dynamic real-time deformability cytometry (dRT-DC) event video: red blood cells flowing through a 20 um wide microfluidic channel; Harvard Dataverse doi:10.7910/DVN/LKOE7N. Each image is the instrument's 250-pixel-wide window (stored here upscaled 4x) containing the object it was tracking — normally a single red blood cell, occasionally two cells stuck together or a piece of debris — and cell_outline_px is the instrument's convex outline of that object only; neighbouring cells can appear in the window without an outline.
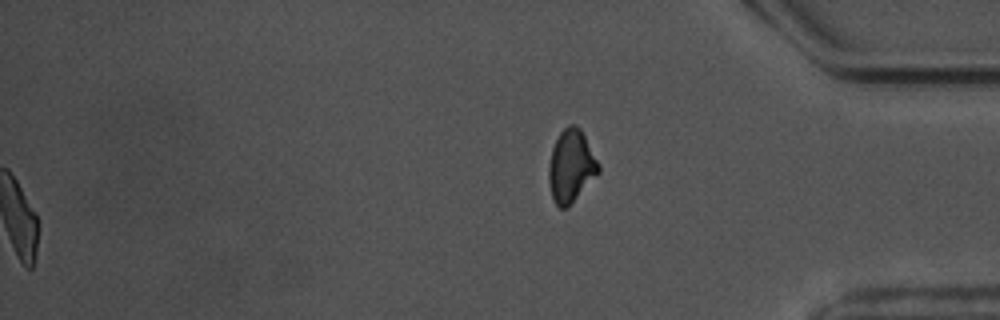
{"species": "common noctule bat (a hibernating species)", "species_latin": "Nyctalus noctula", "temperature_condition": "warm", "stored_images_in_passage": 41, "segment_of_instrument_passage": [2, 2], "camera_frame_rate_fps": 3000, "um_per_image_px": 0.085, "animal": {"sex": "male", "body_mass_g": 17.5, "forearm_length_mm": 52.3}, "frame": {"image": 1, "passage_image": 41, "time_ms": 13.333, "image_size_px": [1000, 320], "cell_outline_px": [[600, 172], [568, 208], [560, 208], [552, 200], [548, 180], [548, 168], [552, 148], [560, 132], [568, 124], [576, 124], [580, 128], [600, 164]], "centroid_in_image_um": [48.54, 14.14], "position_along_channel_um": 386.7, "area_um2": 21.27}}